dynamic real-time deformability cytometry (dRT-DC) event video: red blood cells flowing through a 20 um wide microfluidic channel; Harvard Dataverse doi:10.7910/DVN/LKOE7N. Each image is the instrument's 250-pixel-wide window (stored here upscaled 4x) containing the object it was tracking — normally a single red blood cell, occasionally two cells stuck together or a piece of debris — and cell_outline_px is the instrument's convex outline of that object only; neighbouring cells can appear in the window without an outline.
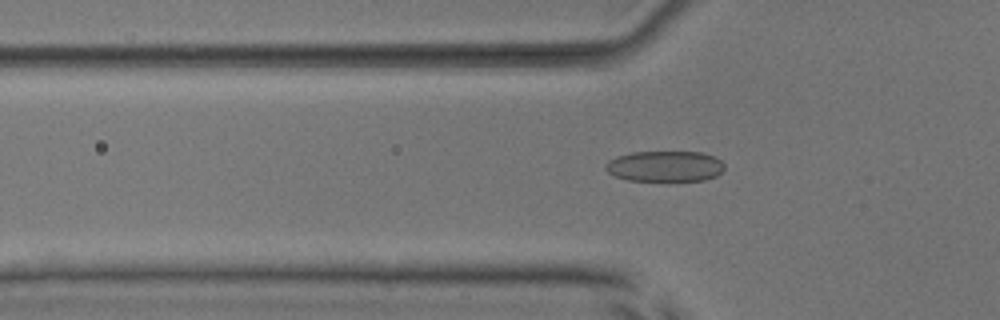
{"species": "common noctule bat (a hibernating species)", "species_latin": "Nyctalus noctula", "temperature_condition": "room temperature", "stored_images_in_passage": 53, "camera_frame_rate_fps": 3000, "um_per_image_px": 0.085, "animal": {"sex": "male", "body_mass_g": 17.9, "forearm_length_mm": 54.2}, "frame": {"image": 1, "passage_image": 18, "time_ms": 5.667, "image_size_px": [1000, 320], "cell_outline_px": [[724, 168], [716, 176], [704, 180], [628, 180], [616, 176], [608, 172], [604, 168], [604, 164], [608, 160], [616, 156], [632, 152], [700, 152], [712, 156], [720, 160], [724, 164]], "centroid_in_image_um": [56.48, 14.12], "position_along_channel_um": 69.3, "area_um2": 21.15}}
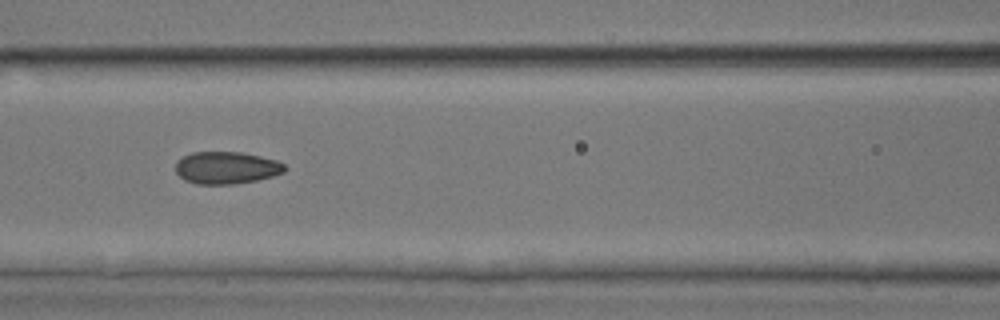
{"frame": {"image": 2, "passage_image": 24, "time_ms": 7.667, "image_size_px": [1000, 320], "cell_outline_px": [[288, 168], [284, 172], [272, 176], [256, 180], [232, 184], [196, 184], [184, 180], [176, 172], [176, 160], [192, 152], [240, 152], [260, 156], [276, 160], [284, 164]], "centroid_in_image_um": [19.24, 14.26], "position_along_channel_um": 147.4, "area_um2": 20.52}}
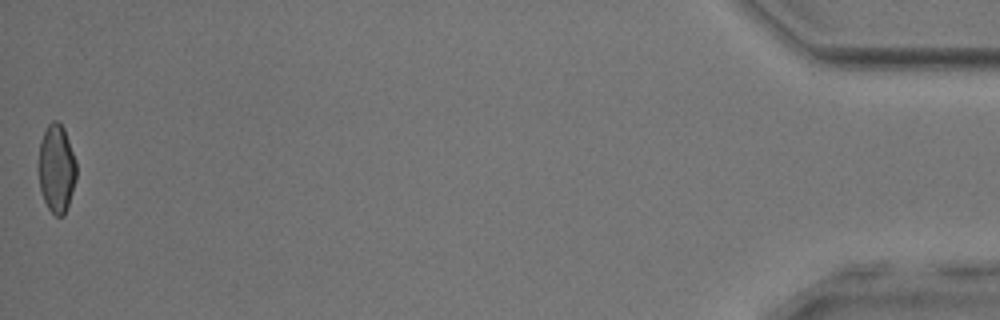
{"frame": {"image": 3, "passage_image": 53, "time_ms": 17.333, "image_size_px": [1000, 320], "cell_outline_px": [[76, 180], [64, 216], [56, 216], [48, 208], [40, 192], [40, 140], [48, 124], [52, 120], [56, 120], [64, 128], [76, 160]], "centroid_in_image_um": [4.82, 14.32], "position_along_channel_um": 430.4, "area_um2": 19.19}, "authors_computed_cell_mechanics": {"area_um2": 20.519, "velocity_mm_per_s": 3.9132, "shape_relaxation_time_tau1_ms": null, "shape_relaxation_time_tau2_ms": 1.292, "deformation_change_tau1": null, "deformation_change_tau2": 0.063}}